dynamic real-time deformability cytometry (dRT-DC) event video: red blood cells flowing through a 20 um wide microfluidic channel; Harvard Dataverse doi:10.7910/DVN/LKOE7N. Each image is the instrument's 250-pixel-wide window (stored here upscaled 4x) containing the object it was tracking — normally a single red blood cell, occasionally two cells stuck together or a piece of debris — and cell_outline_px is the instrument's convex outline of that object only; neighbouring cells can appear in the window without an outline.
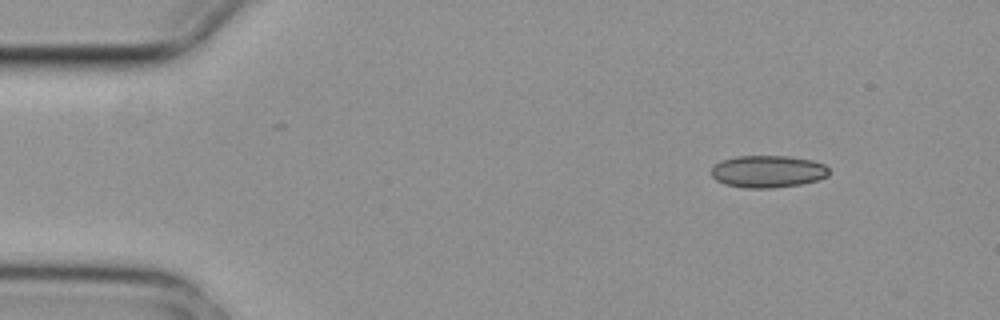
{"species": "common noctule bat (a hibernating species)", "species_latin": "Nyctalus noctula", "temperature_condition": "cold", "stored_images_in_passage": 4, "camera_frame_rate_fps": 3000, "um_per_image_px": 0.085, "animal": {"sex": "female", "body_mass_g": 29.2, "forearm_length_mm": 56.3}, "frame": {"image": 1, "passage_image": 1, "time_ms": 0.0, "image_size_px": [1000, 320], "cell_outline_px": [[828, 176], [816, 180], [800, 184], [772, 188], [744, 188], [724, 184], [716, 180], [712, 176], [712, 168], [720, 160], [736, 156], [788, 156], [812, 160], [824, 164], [828, 168]], "centroid_in_image_um": [65.24, 14.57], "position_along_channel_um": 19.8, "area_um2": 22.08}}